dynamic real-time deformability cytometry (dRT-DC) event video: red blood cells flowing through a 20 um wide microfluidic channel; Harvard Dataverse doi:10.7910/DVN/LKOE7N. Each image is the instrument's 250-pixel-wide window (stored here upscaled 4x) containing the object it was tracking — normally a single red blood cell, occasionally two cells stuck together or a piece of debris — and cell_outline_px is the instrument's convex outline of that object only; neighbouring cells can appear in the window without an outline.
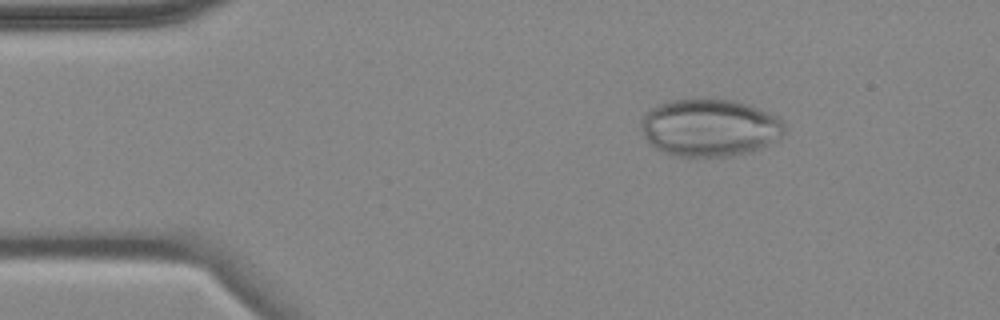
{"species": "common noctule bat (a hibernating species)", "species_latin": "Nyctalus noctula", "temperature_condition": "cold", "stored_images_in_passage": 10, "camera_frame_rate_fps": 3000, "um_per_image_px": 0.085, "animal": {"sex": "female", "body_mass_g": 18.4}, "frame": {"image": 1, "passage_image": 2, "time_ms": 1.333, "image_size_px": [1000, 320], "cell_outline_px": [[784, 132], [780, 136], [768, 144], [752, 152], [728, 156], [676, 156], [664, 152], [656, 148], [644, 136], [640, 128], [640, 120], [644, 112], [656, 104], [668, 100], [688, 96], [708, 96], [732, 100], [748, 104], [776, 116], [784, 124]], "centroid_in_image_um": [60.24, 10.79], "position_along_channel_um": 24.8, "area_um2": 49.01}}
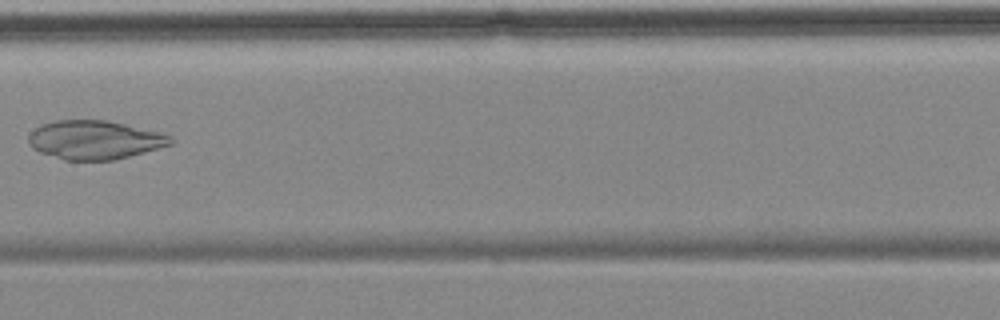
{"frame": {"image": 2, "passage_image": 7, "time_ms": 8.0, "image_size_px": [1000, 320], "cell_outline_px": [[172, 144], [128, 156], [112, 160], [64, 160], [40, 152], [32, 148], [28, 144], [28, 136], [40, 124], [52, 120], [108, 120], [172, 136]], "centroid_in_image_um": [7.98, 11.88], "position_along_channel_um": 199.4, "area_um2": 31.79}}
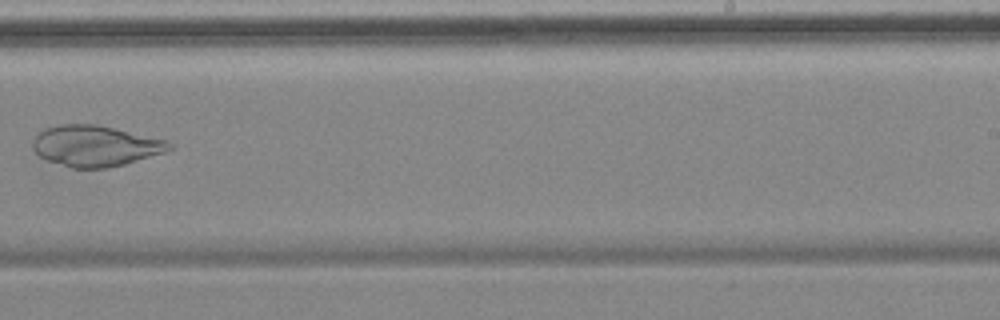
{"frame": {"image": 3, "passage_image": 9, "time_ms": 10.333, "image_size_px": [1000, 320], "cell_outline_px": [[172, 148], [164, 152], [124, 164], [108, 168], [72, 168], [48, 160], [40, 156], [32, 148], [32, 140], [44, 128], [60, 124], [96, 124], [168, 140], [172, 144]], "centroid_in_image_um": [8.09, 12.39], "position_along_channel_um": 280.9, "area_um2": 32.37}}